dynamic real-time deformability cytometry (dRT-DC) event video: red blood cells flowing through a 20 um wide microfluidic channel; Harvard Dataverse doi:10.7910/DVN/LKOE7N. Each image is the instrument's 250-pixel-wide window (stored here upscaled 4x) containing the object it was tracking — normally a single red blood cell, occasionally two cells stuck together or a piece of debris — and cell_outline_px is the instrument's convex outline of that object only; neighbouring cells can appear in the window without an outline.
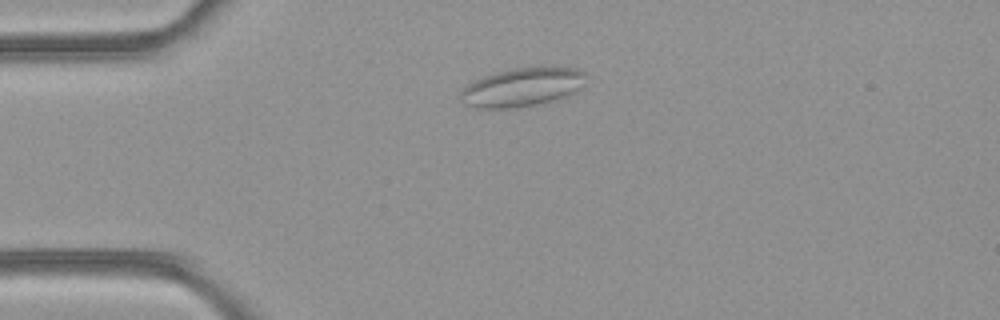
{"species": "common noctule bat (a hibernating species)", "species_latin": "Nyctalus noctula", "temperature_condition": "room temperature", "stored_images_in_passage": 41, "camera_frame_rate_fps": 3000, "um_per_image_px": 0.085, "animal": {"sex": "female", "body_mass_g": 21.9}, "frame": {"image": 1, "passage_image": 3, "time_ms": 0.667, "image_size_px": [1000, 320], "cell_outline_px": [[584, 76], [576, 92], [568, 96], [556, 100], [516, 108], [476, 108], [464, 104], [460, 100], [460, 88], [484, 76], [496, 72], [516, 68], [548, 64], [576, 68], [584, 72]], "centroid_in_image_um": [44.38, 7.39], "position_along_channel_um": 40.6, "area_um2": 28.78}}
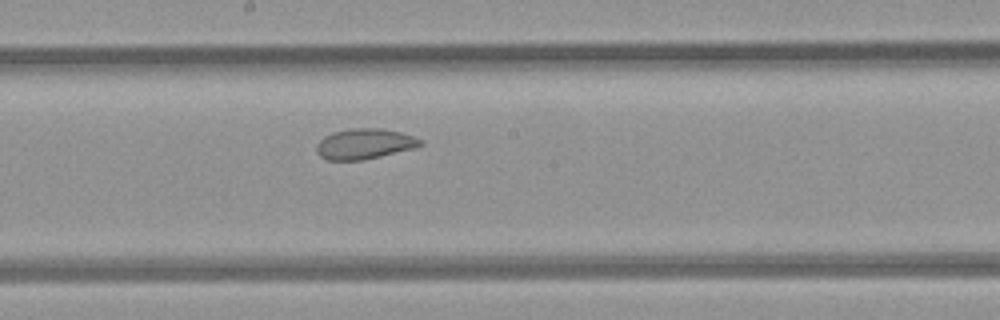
{"frame": {"image": 2, "passage_image": 18, "time_ms": 5.667, "image_size_px": [1000, 320], "cell_outline_px": [[424, 144], [416, 148], [364, 160], [328, 160], [320, 156], [316, 152], [316, 144], [324, 136], [332, 132], [352, 128], [380, 128], [400, 132], [424, 140]], "centroid_in_image_um": [30.99, 12.23], "position_along_channel_um": 217.2, "area_um2": 18.61}}
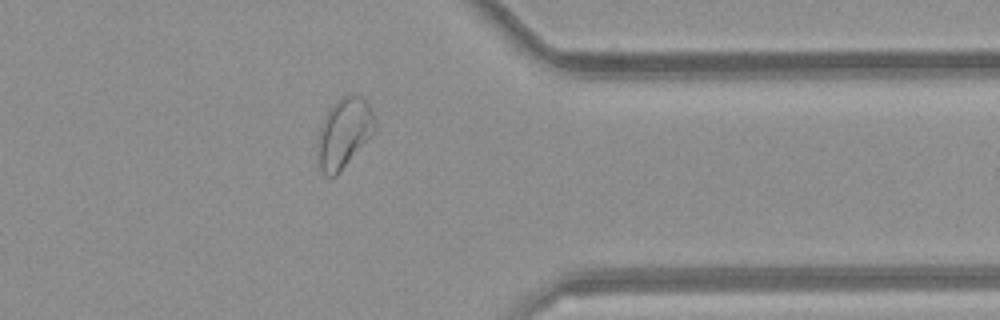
{"frame": {"image": 3, "passage_image": 31, "time_ms": 10.0, "image_size_px": [1000, 320], "cell_outline_px": [[376, 128], [372, 136], [336, 176], [328, 176], [320, 168], [316, 144], [320, 128], [328, 112], [336, 100], [348, 92], [360, 96], [372, 108]], "centroid_in_image_um": [29.26, 11.28], "position_along_channel_um": 382.1, "area_um2": 23.29}, "authors_computed_cell_mechanics": {"area_um2": 21.5594, "velocity_mm_per_s": 4.0765, "shape_relaxation_time_tau1_ms": null, "shape_relaxation_time_tau2_ms": 1.3077, "deformation_change_tau1": null, "deformation_change_tau2": 0.0549}}